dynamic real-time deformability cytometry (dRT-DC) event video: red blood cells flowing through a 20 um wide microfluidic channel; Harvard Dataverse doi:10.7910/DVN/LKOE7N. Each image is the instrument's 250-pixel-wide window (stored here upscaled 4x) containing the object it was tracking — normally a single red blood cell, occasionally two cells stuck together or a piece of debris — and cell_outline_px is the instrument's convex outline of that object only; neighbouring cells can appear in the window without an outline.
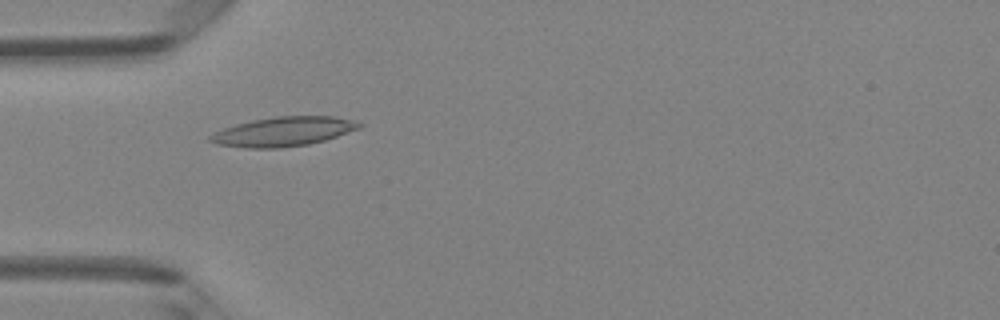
{"species": "Egyptian fruit bat (a non-hibernating species)", "species_latin": "Rousettus aegyptiacus", "temperature_condition": "room temperature", "stored_images_in_passage": 6, "camera_frame_rate_fps": 3000, "um_per_image_px": 0.085, "animal": {"sex": "female"}, "frame": {"image": 1, "passage_image": 4, "time_ms": 1.0, "image_size_px": [1000, 320], "cell_outline_px": [[364, 124], [360, 128], [324, 140], [308, 144], [280, 148], [248, 148], [216, 144], [208, 140], [208, 136], [224, 128], [236, 124], [252, 120], [276, 116], [336, 116], [352, 120]], "centroid_in_image_um": [24.08, 11.18], "position_along_channel_um": 60.9, "area_um2": 25.37}}
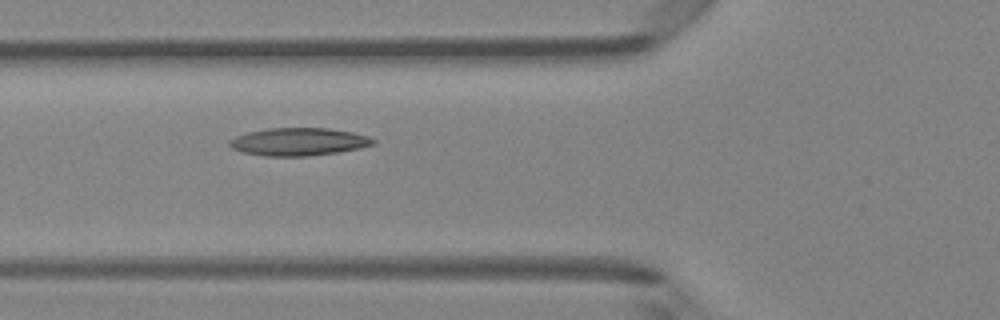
{"frame": {"image": 2, "passage_image": 5, "time_ms": 1.333, "image_size_px": [1000, 320], "cell_outline_px": [[376, 144], [360, 148], [340, 152], [308, 156], [264, 156], [240, 152], [232, 148], [228, 144], [228, 140], [236, 136], [248, 132], [268, 128], [328, 128], [352, 132], [368, 136], [376, 140]], "centroid_in_image_um": [25.38, 12.05], "position_along_channel_um": 100.4, "area_um2": 23.47}}
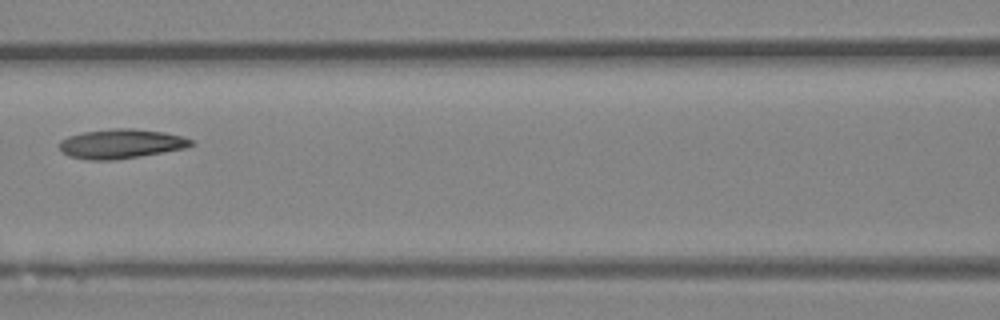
{"frame": {"image": 3, "passage_image": 6, "time_ms": 1.667, "image_size_px": [1000, 320], "cell_outline_px": [[196, 144], [184, 148], [140, 156], [116, 160], [88, 160], [68, 156], [60, 148], [60, 140], [68, 136], [84, 132], [116, 128], [132, 128], [164, 132], [180, 136], [192, 140]], "centroid_in_image_um": [10.28, 12.22], "position_along_channel_um": 156.3, "area_um2": 22.43}}